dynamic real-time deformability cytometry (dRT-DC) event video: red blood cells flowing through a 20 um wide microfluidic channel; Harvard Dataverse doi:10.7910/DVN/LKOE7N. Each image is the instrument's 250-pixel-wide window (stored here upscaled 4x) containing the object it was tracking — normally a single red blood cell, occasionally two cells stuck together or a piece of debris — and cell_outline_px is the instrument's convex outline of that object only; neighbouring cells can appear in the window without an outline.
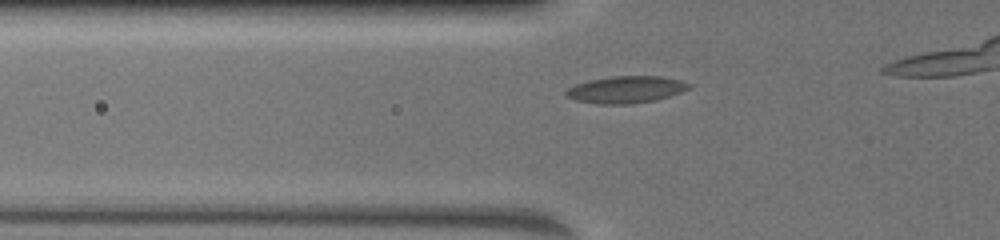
{"species": "common noctule bat (a hibernating species)", "species_latin": "Nyctalus noctula", "temperature_condition": "warm", "stored_images_in_passage": 43, "camera_frame_rate_fps": 3000, "um_per_image_px": 0.085, "animal": {"sex": "female", "body_mass_g": 19.5, "forearm_length_mm": 54.1}, "frame": {"image": 1, "passage_image": 2, "time_ms": 0.333, "image_size_px": [1000, 240], "cell_outline_px": [[692, 88], [656, 100], [632, 104], [596, 104], [576, 100], [568, 96], [564, 92], [568, 88], [576, 84], [588, 80], [612, 76], [660, 76], [680, 80], [692, 84]], "centroid_in_image_um": [53.22, 7.61], "position_along_channel_um": 72.6, "area_um2": 19.36}}
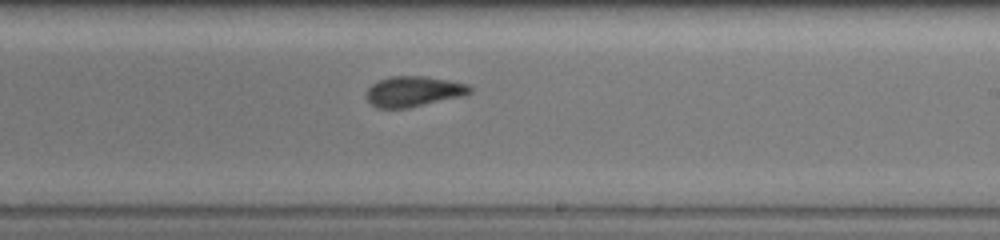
{"frame": {"image": 2, "passage_image": 24, "time_ms": 5.0, "image_size_px": [1000, 240], "cell_outline_px": [[472, 92], [460, 96], [408, 108], [376, 108], [364, 96], [368, 88], [372, 84], [380, 80], [392, 76], [428, 76], [468, 84], [472, 88]], "centroid_in_image_um": [35.13, 7.77], "position_along_channel_um": 253.9, "area_um2": 18.26}}
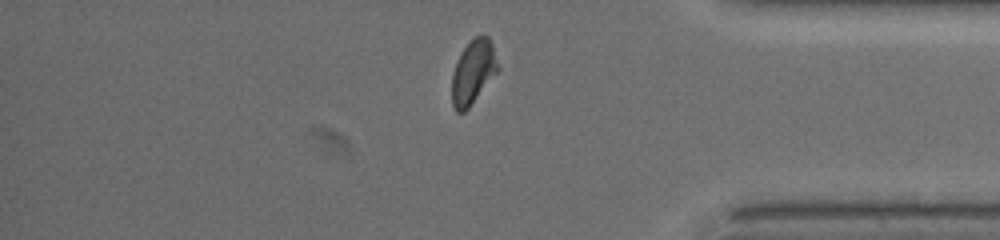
{"frame": {"image": 3, "passage_image": 42, "time_ms": 9.0, "image_size_px": [1000, 240], "cell_outline_px": [[500, 68], [468, 108], [464, 112], [456, 112], [452, 104], [452, 76], [456, 64], [464, 48], [476, 36], [488, 36], [492, 44]], "centroid_in_image_um": [40.22, 6.14], "position_along_channel_um": 395.0, "area_um2": 16.7}}